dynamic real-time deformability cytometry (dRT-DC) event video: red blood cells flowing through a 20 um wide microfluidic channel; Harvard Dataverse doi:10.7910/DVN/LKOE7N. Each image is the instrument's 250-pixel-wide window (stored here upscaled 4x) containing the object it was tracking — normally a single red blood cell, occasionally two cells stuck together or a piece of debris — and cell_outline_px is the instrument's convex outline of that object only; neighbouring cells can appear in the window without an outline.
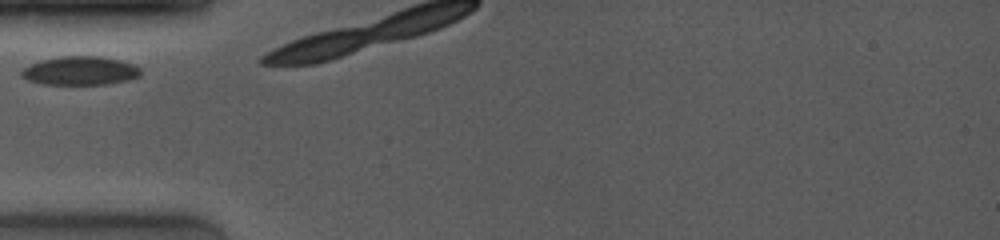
{"species": "common noctule bat (a hibernating species)", "species_latin": "Nyctalus noctula", "temperature_condition": "room temperature", "stored_images_in_passage": 3, "camera_frame_rate_fps": 4000, "um_per_image_px": 0.085, "animal": {"sex": "female", "body_mass_g": 19.0, "forearm_length_mm": 53.3}, "frame": {"image": 1, "passage_image": 1, "time_ms": 0.0, "image_size_px": [1000, 240], "cell_outline_px": [[140, 76], [128, 80], [104, 84], [44, 84], [28, 80], [20, 76], [20, 72], [24, 68], [40, 60], [60, 56], [100, 56], [120, 60], [132, 64], [140, 68]], "centroid_in_image_um": [6.8, 6.01], "position_along_channel_um": 78.2, "area_um2": 19.83}}